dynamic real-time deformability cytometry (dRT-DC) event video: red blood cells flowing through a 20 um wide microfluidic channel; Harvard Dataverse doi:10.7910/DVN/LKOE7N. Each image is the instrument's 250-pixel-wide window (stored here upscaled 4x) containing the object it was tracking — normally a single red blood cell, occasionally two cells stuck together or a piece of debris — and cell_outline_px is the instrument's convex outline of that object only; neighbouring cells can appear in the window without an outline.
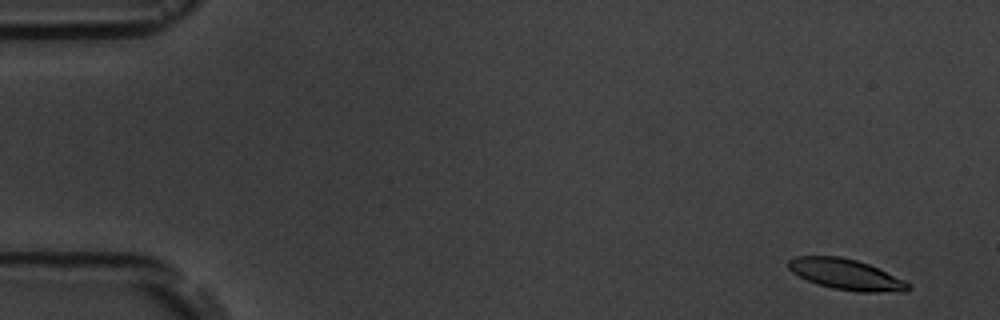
{"species": "common noctule bat (a hibernating species)", "species_latin": "Nyctalus noctula", "temperature_condition": "room temperature", "stored_images_in_passage": 6, "camera_frame_rate_fps": 3000, "um_per_image_px": 0.085, "animal": {"sex": "male", "body_mass_g": 19.5, "forearm_length_mm": 54.6}, "frame": {"image": 1, "passage_image": 1, "time_ms": 0.0, "image_size_px": [1000, 320], "cell_outline_px": [[912, 288], [908, 292], [860, 292], [832, 288], [816, 284], [792, 272], [788, 268], [788, 260], [796, 256], [840, 256], [856, 260], [868, 264], [904, 280]], "centroid_in_image_um": [71.92, 23.33], "position_along_channel_um": 13.1, "area_um2": 21.39}}